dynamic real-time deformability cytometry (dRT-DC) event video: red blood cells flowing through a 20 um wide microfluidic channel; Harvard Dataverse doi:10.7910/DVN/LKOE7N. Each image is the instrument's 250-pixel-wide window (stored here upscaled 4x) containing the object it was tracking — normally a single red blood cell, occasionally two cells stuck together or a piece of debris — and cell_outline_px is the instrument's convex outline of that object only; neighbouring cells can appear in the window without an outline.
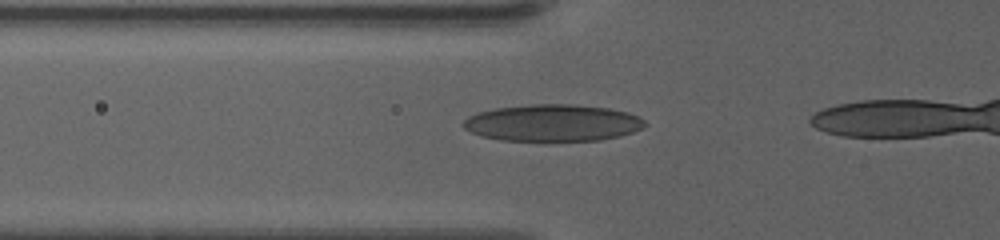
{"species": "human", "species_latin": "Homo sapiens", "temperature_condition": "warm", "stored_images_in_passage": 43, "camera_frame_rate_fps": 3000, "um_per_image_px": 0.085, "donor": {"sex": "female"}, "frame": {"image": 1, "passage_image": 14, "time_ms": 4.333, "image_size_px": [1000, 240], "cell_outline_px": [[648, 124], [632, 132], [620, 136], [600, 140], [500, 140], [480, 136], [464, 128], [464, 120], [468, 116], [476, 112], [496, 108], [532, 104], [576, 104], [608, 108], [628, 112], [640, 116]], "centroid_in_image_um": [46.99, 10.43], "position_along_channel_um": 78.8, "area_um2": 38.96}}
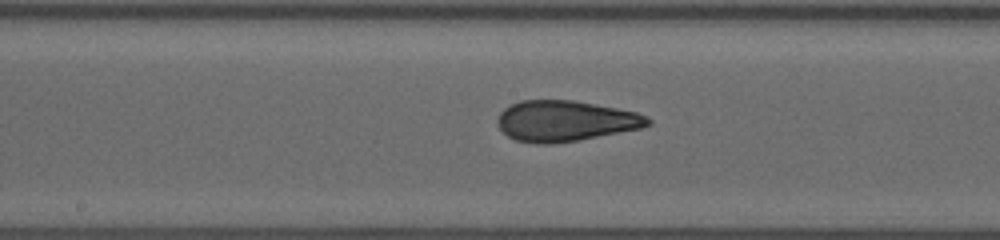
{"frame": {"image": 2, "passage_image": 24, "time_ms": 7.667, "image_size_px": [1000, 240], "cell_outline_px": [[652, 124], [640, 128], [576, 140], [552, 144], [536, 144], [516, 140], [508, 136], [500, 128], [496, 120], [500, 112], [504, 108], [520, 100], [572, 100], [616, 108], [636, 112], [652, 120]], "centroid_in_image_um": [48.01, 10.28], "position_along_channel_um": 200.2, "area_um2": 35.37}}
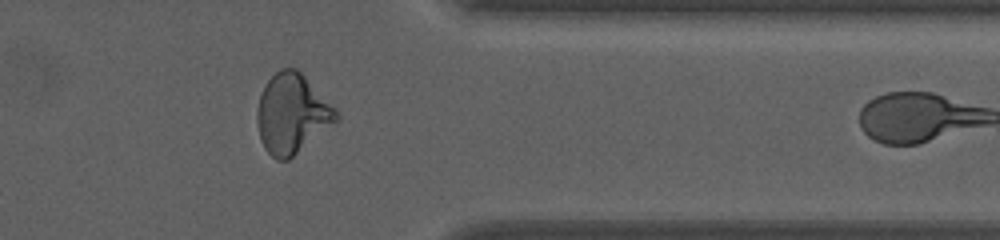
{"frame": {"image": 3, "passage_image": 40, "time_ms": 13.0, "image_size_px": [1000, 240], "cell_outline_px": [[340, 116], [336, 120], [288, 160], [276, 160], [264, 148], [260, 140], [256, 124], [256, 112], [260, 92], [264, 84], [280, 68], [296, 68], [336, 108]], "centroid_in_image_um": [24.76, 9.65], "position_along_channel_um": 386.6, "area_um2": 36.36}}